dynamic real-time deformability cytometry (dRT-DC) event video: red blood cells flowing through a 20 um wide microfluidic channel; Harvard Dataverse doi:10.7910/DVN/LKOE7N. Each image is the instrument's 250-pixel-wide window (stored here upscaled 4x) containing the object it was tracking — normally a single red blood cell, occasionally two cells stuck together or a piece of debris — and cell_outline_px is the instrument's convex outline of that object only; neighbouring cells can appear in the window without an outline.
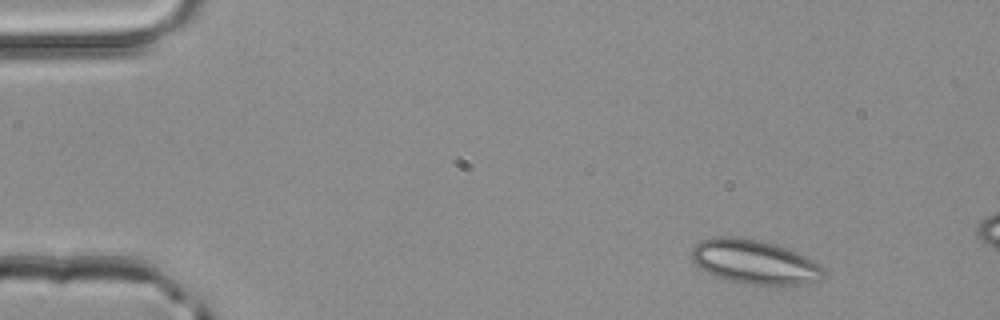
{"species": "common noctule bat (a hibernating species)", "species_latin": "Nyctalus noctula", "temperature_condition": "room temperature", "stored_images_in_passage": 2, "camera_frame_rate_fps": 3000, "um_per_image_px": 0.085, "animal": {"sex": "male", "body_mass_g": 20.4}, "frame": {"image": 1, "passage_image": 1, "time_ms": 0.0, "image_size_px": [1000, 320], "cell_outline_px": [[824, 276], [820, 280], [800, 284], [744, 284], [728, 280], [716, 276], [700, 268], [692, 260], [692, 248], [700, 240], [716, 236], [736, 236], [776, 244], [796, 252], [820, 264], [824, 268]], "centroid_in_image_um": [64.12, 22.25], "position_along_channel_um": 20.9, "area_um2": 33.76}}